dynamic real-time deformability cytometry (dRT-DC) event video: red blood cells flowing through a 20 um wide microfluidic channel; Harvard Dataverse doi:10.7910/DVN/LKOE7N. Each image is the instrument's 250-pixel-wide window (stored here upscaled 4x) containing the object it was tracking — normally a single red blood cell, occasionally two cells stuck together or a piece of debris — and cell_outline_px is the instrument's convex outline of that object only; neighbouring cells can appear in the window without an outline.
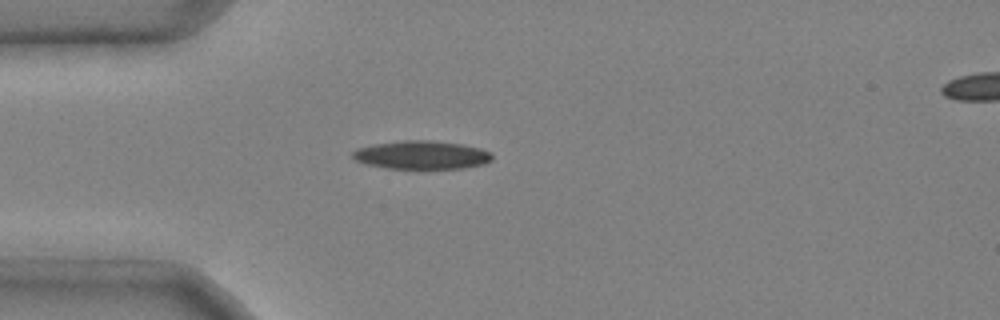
{"species": "common noctule bat (a hibernating species)", "species_latin": "Nyctalus noctula", "temperature_condition": "cold", "stored_images_in_passage": 34, "camera_frame_rate_fps": 3000, "um_per_image_px": 0.085, "animal": {"sex": "male", "body_mass_g": 20.4}, "frame": {"image": 1, "passage_image": 1, "time_ms": 0.0, "image_size_px": [1000, 320], "cell_outline_px": [[492, 160], [484, 164], [464, 168], [388, 168], [368, 164], [356, 160], [352, 156], [352, 152], [356, 148], [376, 144], [404, 140], [428, 140], [464, 144], [480, 148], [492, 152]], "centroid_in_image_um": [35.88, 13.16], "position_along_channel_um": 49.1, "area_um2": 22.95}}
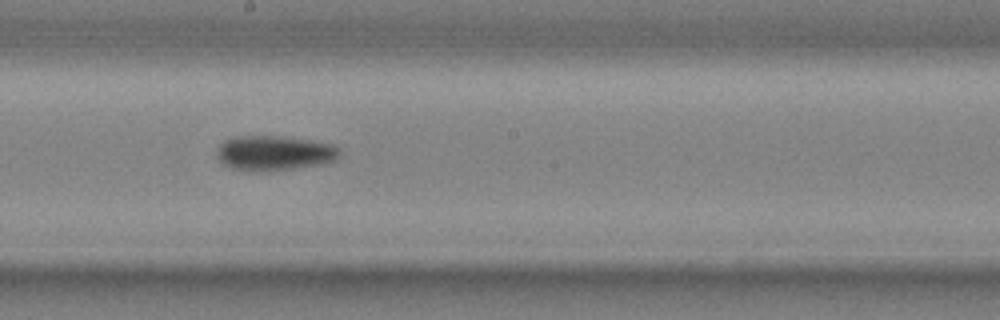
{"frame": {"image": 2, "passage_image": 15, "time_ms": 4.667, "image_size_px": [1000, 320], "cell_outline_px": [[340, 156], [336, 160], [320, 164], [292, 168], [232, 168], [224, 164], [216, 156], [216, 152], [220, 144], [224, 140], [232, 136], [280, 136], [308, 140], [332, 144], [340, 148]], "centroid_in_image_um": [23.34, 12.95], "position_along_channel_um": 224.9, "area_um2": 24.04}}
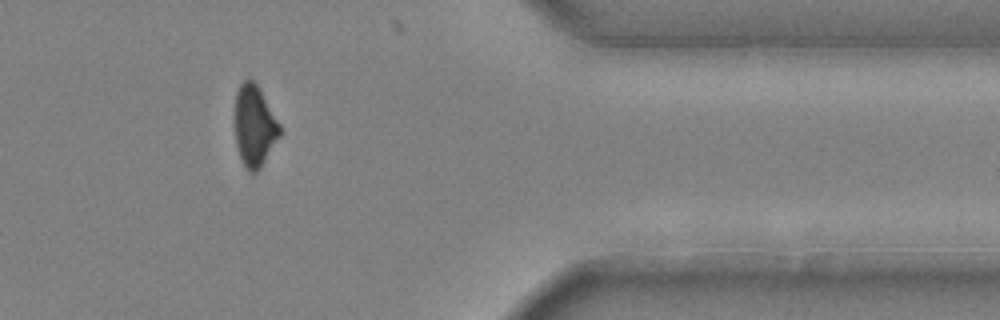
{"frame": {"image": 3, "passage_image": 29, "time_ms": 9.333, "image_size_px": [1000, 320], "cell_outline_px": [[280, 136], [260, 168], [256, 172], [248, 172], [240, 156], [236, 144], [236, 92], [240, 84], [244, 80], [252, 80], [256, 84], [280, 124]], "centroid_in_image_um": [21.63, 10.72], "position_along_channel_um": 389.8, "area_um2": 20.69}, "authors_computed_cell_mechanics": {"area_um2": 23.5535, "velocity_mm_per_s": 3.9913, "shape_relaxation_time_tau1_ms": 5.5875, "shape_relaxation_time_tau2_ms": null, "deformation_change_tau1": 0.172, "deformation_change_tau2": null}}